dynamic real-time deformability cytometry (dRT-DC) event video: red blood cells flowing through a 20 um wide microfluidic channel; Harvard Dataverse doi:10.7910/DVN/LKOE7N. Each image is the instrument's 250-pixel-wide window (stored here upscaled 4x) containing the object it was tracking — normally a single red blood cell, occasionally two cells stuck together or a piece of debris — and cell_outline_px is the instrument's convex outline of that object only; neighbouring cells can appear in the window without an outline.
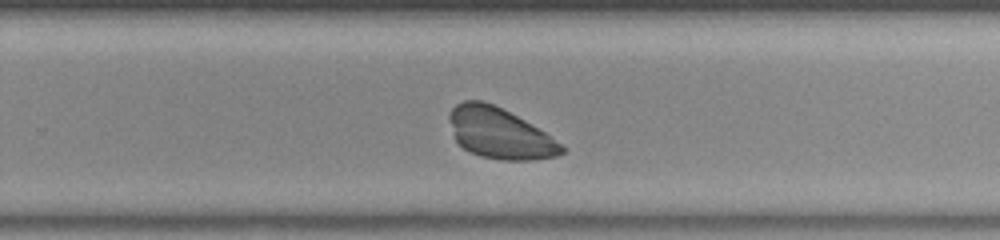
{"species": "common noctule bat (a hibernating species)", "species_latin": "Nyctalus noctula", "temperature_condition": "room temperature", "stored_images_in_passage": 33, "camera_frame_rate_fps": 3000, "um_per_image_px": 0.085, "animal": {"sex": "male", "body_mass_g": 20.0, "forearm_length_mm": 53.3}, "frame": {"image": 1, "passage_image": 20, "time_ms": 6.333, "image_size_px": [1000, 240], "cell_outline_px": [[564, 152], [556, 156], [532, 160], [500, 160], [480, 156], [464, 148], [456, 140], [448, 116], [452, 108], [456, 104], [464, 100], [484, 100], [524, 120], [544, 132], [560, 144], [564, 148]], "centroid_in_image_um": [42.44, 11.33], "position_along_channel_um": 287.4, "area_um2": 32.6}}